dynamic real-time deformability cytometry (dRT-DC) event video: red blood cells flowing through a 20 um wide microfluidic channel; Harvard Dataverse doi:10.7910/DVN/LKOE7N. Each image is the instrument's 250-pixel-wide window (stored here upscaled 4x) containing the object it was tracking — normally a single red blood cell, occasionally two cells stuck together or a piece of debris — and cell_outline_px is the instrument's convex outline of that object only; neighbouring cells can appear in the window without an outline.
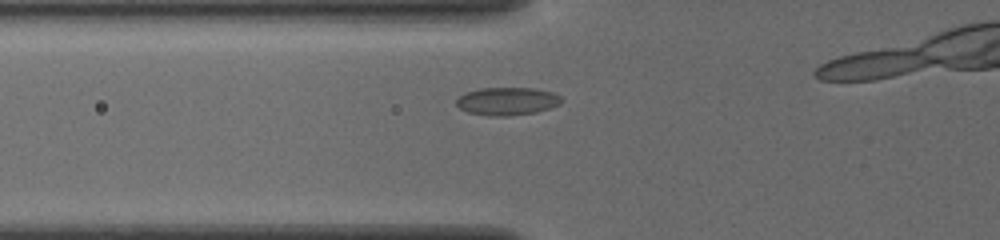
{"species": "common noctule bat (a hibernating species)", "species_latin": "Nyctalus noctula", "temperature_condition": "cold", "stored_images_in_passage": 17, "camera_frame_rate_fps": 3000, "um_per_image_px": 0.085, "animal": {"sex": "female", "body_mass_g": 19.5, "forearm_length_mm": 54.1}, "frame": {"image": 1, "passage_image": 2, "time_ms": 0.333, "image_size_px": [1000, 240], "cell_outline_px": [[564, 100], [560, 104], [536, 112], [508, 116], [488, 116], [468, 112], [460, 108], [456, 104], [456, 100], [464, 92], [480, 88], [536, 88], [552, 92], [560, 96]], "centroid_in_image_um": [43.11, 8.6], "position_along_channel_um": 82.7, "area_um2": 17.17}}
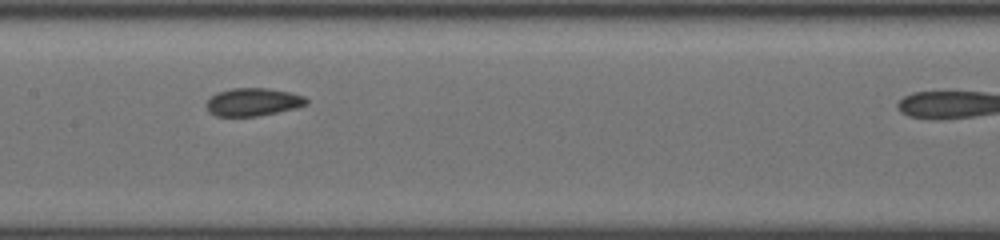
{"frame": {"image": 2, "passage_image": 10, "time_ms": 3.0, "image_size_px": [1000, 240], "cell_outline_px": [[308, 104], [296, 108], [256, 116], [216, 116], [208, 112], [204, 104], [216, 92], [232, 88], [268, 88], [292, 92], [304, 96], [308, 100]], "centroid_in_image_um": [21.49, 8.66], "position_along_channel_um": 185.9, "area_um2": 16.42}}
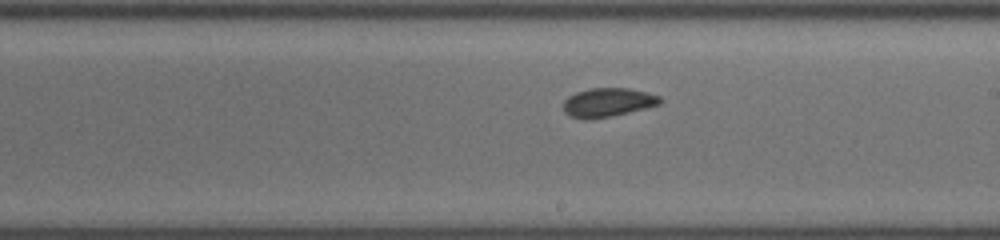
{"frame": {"image": 3, "passage_image": 14, "time_ms": 4.333, "image_size_px": [1000, 240], "cell_outline_px": [[664, 100], [660, 104], [612, 116], [568, 116], [564, 112], [564, 100], [568, 96], [576, 92], [588, 88], [628, 88], [660, 96]], "centroid_in_image_um": [51.7, 8.66], "position_along_channel_um": 237.3, "area_um2": 15.66}}